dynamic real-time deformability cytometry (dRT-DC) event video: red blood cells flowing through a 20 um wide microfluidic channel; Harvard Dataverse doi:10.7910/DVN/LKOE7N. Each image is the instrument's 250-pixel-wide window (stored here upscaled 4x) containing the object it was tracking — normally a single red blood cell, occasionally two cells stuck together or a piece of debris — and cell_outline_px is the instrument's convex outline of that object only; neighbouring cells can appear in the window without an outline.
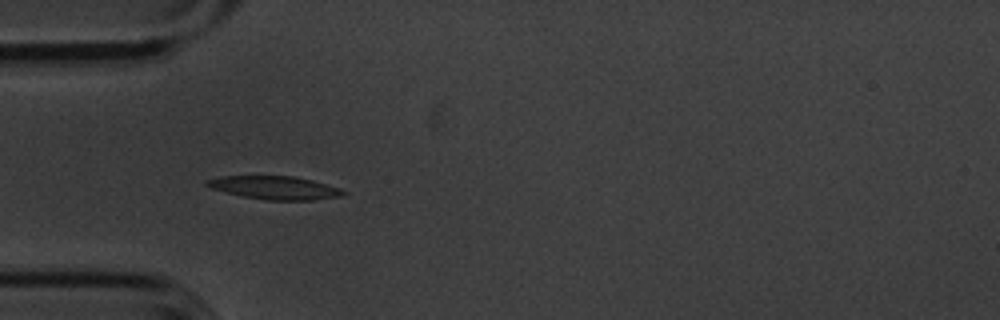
{"species": "common noctule bat (a hibernating species)", "species_latin": "Nyctalus noctula", "temperature_condition": "cold", "stored_images_in_passage": 7, "camera_frame_rate_fps": 3000, "um_per_image_px": 0.085, "animal": {"sex": "male", "body_mass_g": 20.1, "forearm_length_mm": 53.5}, "frame": {"image": 1, "passage_image": 5, "time_ms": 1.333, "image_size_px": [1000, 320], "cell_outline_px": [[348, 192], [340, 196], [312, 200], [268, 200], [244, 196], [212, 188], [204, 184], [204, 180], [220, 176], [292, 176], [312, 180], [340, 188]], "centroid_in_image_um": [23.36, 15.95], "position_along_channel_um": 61.6, "area_um2": 18.26}}
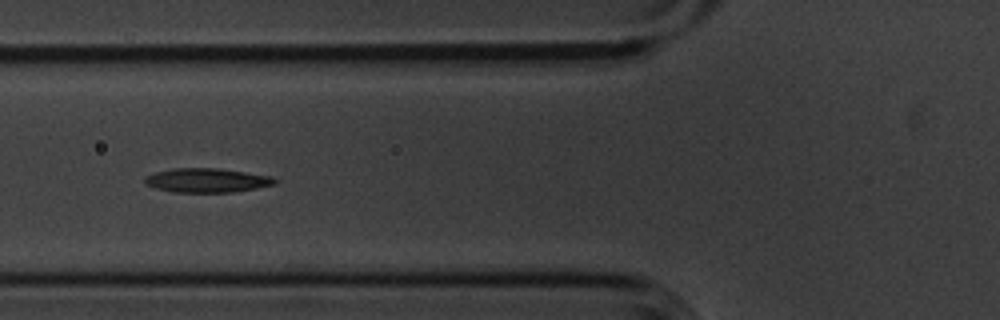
{"frame": {"image": 2, "passage_image": 6, "time_ms": 1.667, "image_size_px": [1000, 320], "cell_outline_px": [[276, 184], [256, 188], [232, 192], [172, 192], [156, 188], [144, 184], [144, 180], [148, 176], [156, 172], [172, 168], [216, 168], [272, 176], [276, 180]], "centroid_in_image_um": [17.58, 15.33], "position_along_channel_um": 108.2, "area_um2": 18.15}}
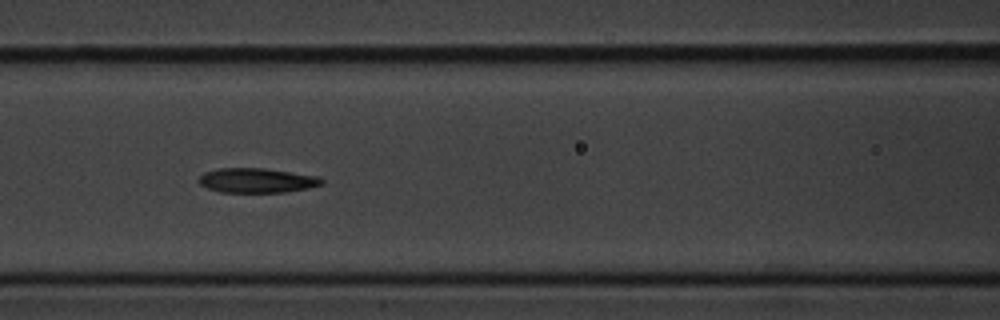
{"frame": {"image": 3, "passage_image": 7, "time_ms": 2.0, "image_size_px": [1000, 320], "cell_outline_px": [[324, 184], [308, 188], [284, 192], [220, 192], [208, 188], [200, 184], [196, 180], [204, 172], [220, 168], [264, 168], [320, 176], [324, 180]], "centroid_in_image_um": [21.85, 15.33], "position_along_channel_um": 144.8, "area_um2": 17.74}}